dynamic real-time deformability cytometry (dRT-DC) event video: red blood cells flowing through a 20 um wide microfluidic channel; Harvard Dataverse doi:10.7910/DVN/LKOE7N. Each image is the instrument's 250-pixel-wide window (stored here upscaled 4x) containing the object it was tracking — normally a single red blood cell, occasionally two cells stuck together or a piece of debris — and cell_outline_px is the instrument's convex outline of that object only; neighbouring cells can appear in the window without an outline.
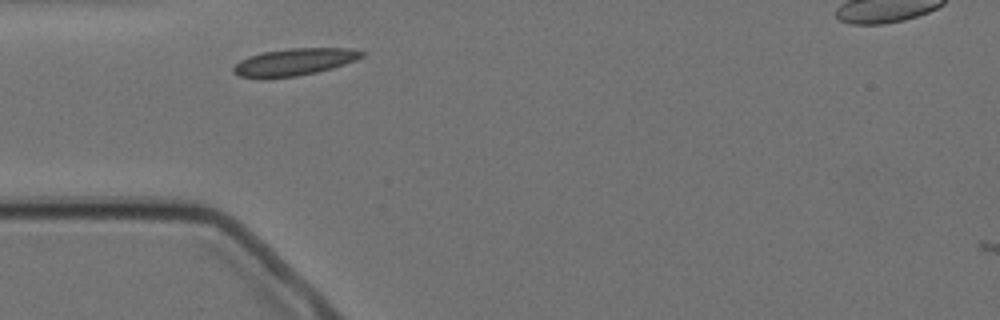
{"species": "Egyptian fruit bat (a non-hibernating species)", "species_latin": "Rousettus aegyptiacus", "temperature_condition": "cold", "stored_images_in_passage": 2, "camera_frame_rate_fps": 3000, "um_per_image_px": 0.085, "animal": {"sex": "female"}, "frame": {"image": 1, "passage_image": 1, "time_ms": 0.0, "image_size_px": [1000, 320], "cell_outline_px": [[364, 56], [356, 60], [332, 68], [316, 72], [296, 76], [240, 76], [232, 72], [232, 68], [240, 60], [248, 56], [264, 52], [288, 48], [348, 48], [364, 52]], "centroid_in_image_um": [25.05, 5.23], "position_along_channel_um": 59.9, "area_um2": 19.71}}
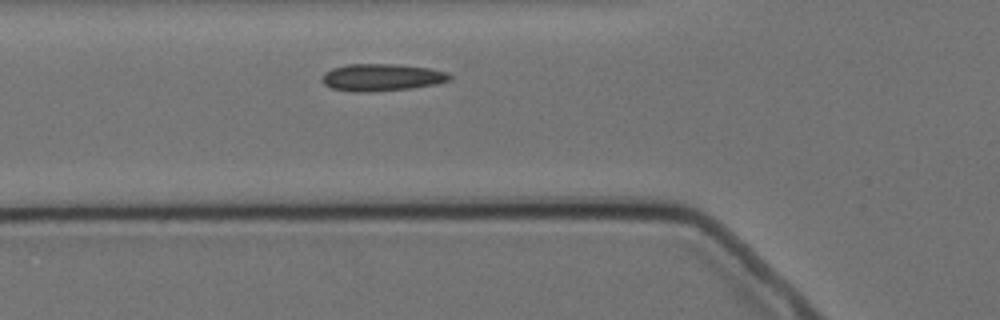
{"frame": {"image": 2, "passage_image": 2, "time_ms": 1.0, "image_size_px": [1000, 320], "cell_outline_px": [[452, 80], [412, 88], [364, 92], [352, 92], [332, 88], [324, 84], [320, 80], [324, 72], [332, 68], [348, 64], [396, 64], [428, 68], [448, 72], [452, 76]], "centroid_in_image_um": [32.42, 6.57], "position_along_channel_um": 93.4, "area_um2": 20.23}}